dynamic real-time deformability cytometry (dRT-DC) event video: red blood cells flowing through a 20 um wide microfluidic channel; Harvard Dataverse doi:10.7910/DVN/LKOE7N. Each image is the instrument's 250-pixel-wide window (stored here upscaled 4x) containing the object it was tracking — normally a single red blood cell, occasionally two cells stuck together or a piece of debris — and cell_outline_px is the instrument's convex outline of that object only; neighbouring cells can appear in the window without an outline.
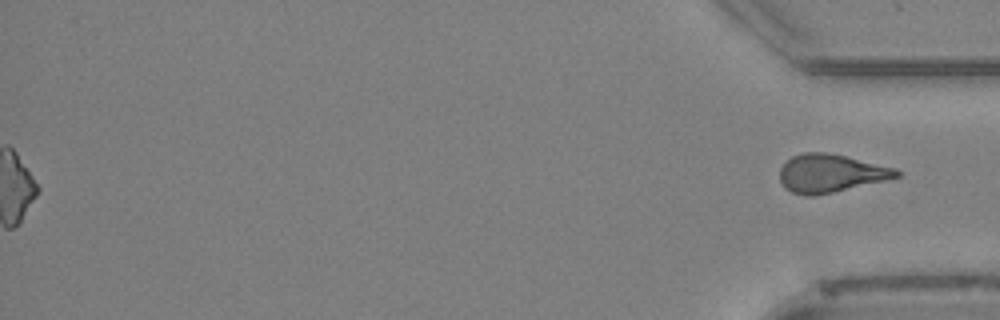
{"species": "Egyptian fruit bat (a non-hibernating species)", "species_latin": "Rousettus aegyptiacus", "temperature_condition": "cold", "stored_images_in_passage": 44, "segment_of_instrument_passage": [2, 2], "camera_frame_rate_fps": 3000, "um_per_image_px": 0.085, "animal": {"sex": "female"}, "frame": {"image": 1, "passage_image": 44, "time_ms": 14.333, "image_size_px": [1000, 320], "cell_outline_px": [[900, 176], [884, 180], [816, 196], [804, 196], [792, 192], [784, 188], [780, 180], [780, 168], [792, 156], [804, 152], [824, 152], [844, 156], [896, 168], [900, 172]], "centroid_in_image_um": [70.56, 14.74], "position_along_channel_um": 364.6, "area_um2": 25.66}}